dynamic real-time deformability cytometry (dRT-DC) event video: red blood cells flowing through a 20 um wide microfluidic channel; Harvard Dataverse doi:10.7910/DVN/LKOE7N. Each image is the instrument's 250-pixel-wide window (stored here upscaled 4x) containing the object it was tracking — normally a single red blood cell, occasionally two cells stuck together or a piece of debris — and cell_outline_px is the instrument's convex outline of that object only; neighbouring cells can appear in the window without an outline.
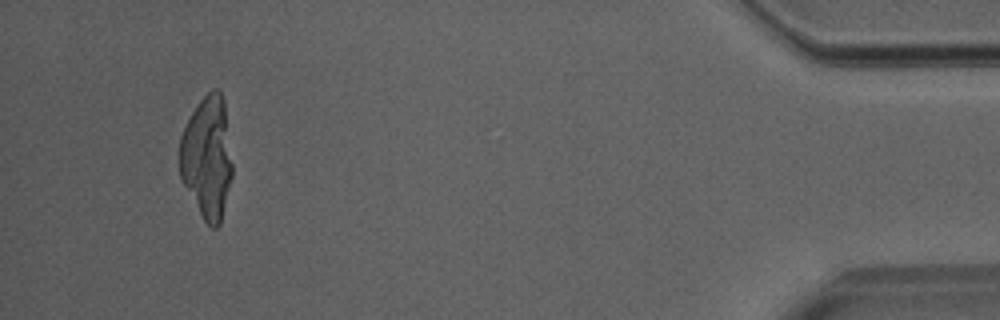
{"species": "Egyptian fruit bat (a non-hibernating species)", "species_latin": "Rousettus aegyptiacus", "temperature_condition": "room temperature", "stored_images_in_passage": 40, "camera_frame_rate_fps": 3000, "um_per_image_px": 0.085, "animal": {"sex": "male"}, "frame": {"image": 1, "passage_image": 37, "time_ms": 12.0, "image_size_px": [1000, 320], "cell_outline_px": [[232, 176], [220, 224], [216, 228], [212, 228], [204, 220], [184, 184], [180, 176], [180, 136], [192, 112], [200, 100], [212, 88], [220, 88], [224, 96], [232, 164]], "centroid_in_image_um": [17.63, 13.33], "position_along_channel_um": 417.6, "area_um2": 37.51}}